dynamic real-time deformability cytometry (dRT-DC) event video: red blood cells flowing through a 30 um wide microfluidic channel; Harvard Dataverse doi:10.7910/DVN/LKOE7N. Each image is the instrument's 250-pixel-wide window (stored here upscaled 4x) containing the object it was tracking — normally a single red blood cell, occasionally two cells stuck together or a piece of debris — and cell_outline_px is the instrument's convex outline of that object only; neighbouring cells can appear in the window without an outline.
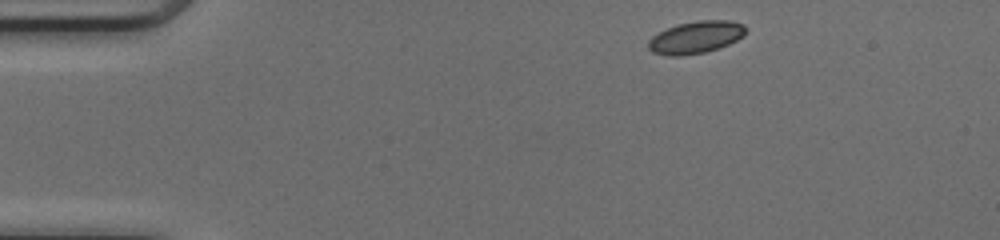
{"species": "common noctule bat (a hibernating species)", "species_latin": "Nyctalus noctula", "temperature_condition": "cold", "stored_images_in_passage": 43, "camera_frame_rate_fps": 3000, "um_per_image_px": 0.085, "animal": {"sex": "female", "body_mass_g": 17.0, "forearm_length_mm": 48.0}, "frame": {"image": 1, "passage_image": 1, "time_ms": 0.0, "image_size_px": [1000, 240], "cell_outline_px": [[744, 36], [720, 48], [704, 52], [680, 56], [668, 56], [652, 52], [648, 48], [648, 40], [652, 36], [676, 24], [700, 20], [728, 20], [744, 24]], "centroid_in_image_um": [59.12, 3.17], "position_along_channel_um": 25.9, "area_um2": 18.26}}
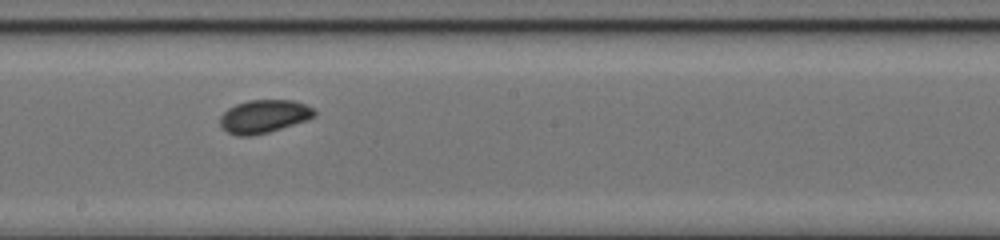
{"frame": {"image": 2, "passage_image": 21, "time_ms": 6.667, "image_size_px": [1000, 240], "cell_outline_px": [[316, 116], [308, 120], [268, 132], [252, 136], [240, 136], [228, 132], [220, 124], [220, 116], [228, 108], [236, 104], [248, 100], [292, 100], [304, 104], [312, 108], [316, 112]], "centroid_in_image_um": [22.44, 9.89], "position_along_channel_um": 225.8, "area_um2": 18.15}}
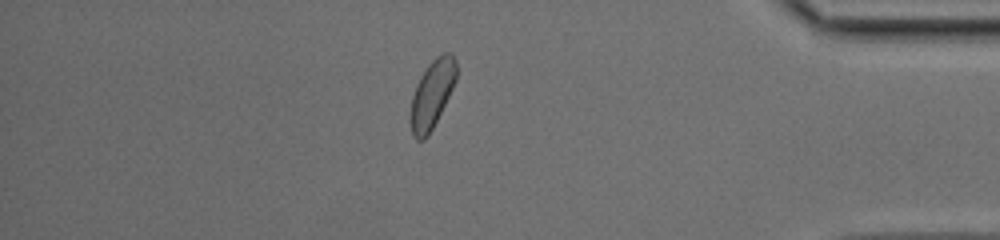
{"frame": {"image": 3, "passage_image": 36, "time_ms": 11.667, "image_size_px": [1000, 240], "cell_outline_px": [[456, 80], [428, 136], [424, 140], [416, 140], [412, 136], [408, 120], [412, 96], [416, 84], [420, 76], [428, 64], [436, 56], [444, 52], [452, 52], [456, 60]], "centroid_in_image_um": [36.68, 8.01], "position_along_channel_um": 398.5, "area_um2": 18.32}, "authors_computed_cell_mechanics": {"area_um2": 18.0336, "velocity_mm_per_s": 4.1496, "shape_relaxation_time_tau1_ms": 9.7347, "shape_relaxation_time_tau2_ms": null, "deformation_change_tau1": 0.1421, "deformation_change_tau2": null}}